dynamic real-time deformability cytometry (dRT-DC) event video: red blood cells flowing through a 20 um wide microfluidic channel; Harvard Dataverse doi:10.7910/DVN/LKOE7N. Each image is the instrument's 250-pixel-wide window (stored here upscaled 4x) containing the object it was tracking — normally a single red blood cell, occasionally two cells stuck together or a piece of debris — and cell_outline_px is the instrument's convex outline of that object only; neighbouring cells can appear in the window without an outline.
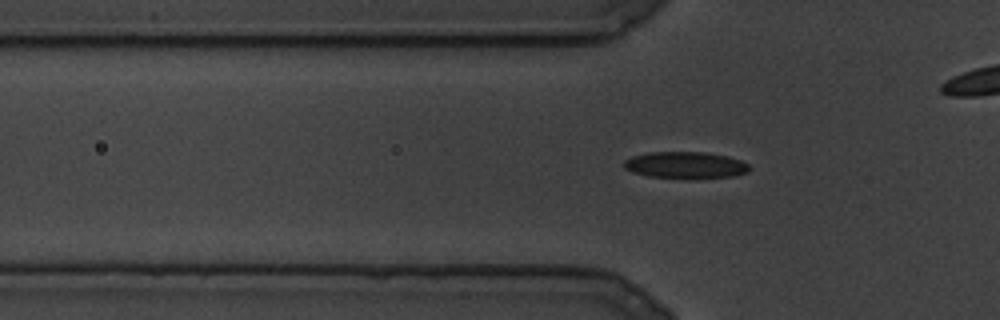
{"species": "common noctule bat (a hibernating species)", "species_latin": "Nyctalus noctula", "temperature_condition": "cold", "stored_images_in_passage": 75, "camera_frame_rate_fps": 3000, "um_per_image_px": 0.085, "animal": {"sex": "male", "body_mass_g": 19.5, "forearm_length_mm": 54.6}, "frame": {"image": 1, "passage_image": 11, "time_ms": 3.333, "image_size_px": [1000, 320], "cell_outline_px": [[748, 172], [732, 176], [688, 180], [648, 176], [632, 172], [624, 168], [624, 160], [632, 156], [648, 152], [704, 152], [728, 156], [740, 160], [748, 164]], "centroid_in_image_um": [58.24, 14.05], "position_along_channel_um": 67.6, "area_um2": 19.88}}
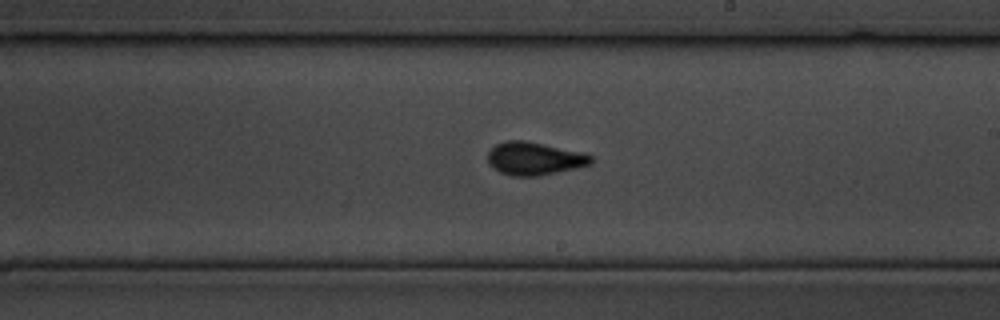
{"frame": {"image": 2, "passage_image": 40, "time_ms": 13.0, "image_size_px": [1000, 320], "cell_outline_px": [[592, 164], [576, 168], [540, 176], [512, 176], [500, 172], [492, 168], [488, 164], [488, 152], [496, 144], [504, 140], [524, 140], [584, 152], [592, 156]], "centroid_in_image_um": [45.41, 13.48], "position_along_channel_um": 243.6, "area_um2": 20.06}}
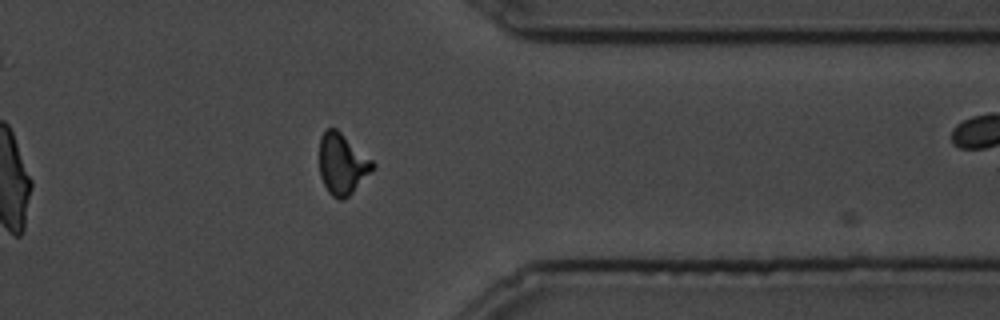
{"frame": {"image": 3, "passage_image": 64, "time_ms": 21.0, "image_size_px": [1000, 320], "cell_outline_px": [[376, 168], [344, 200], [340, 200], [332, 196], [328, 192], [320, 176], [320, 136], [324, 128], [336, 128], [372, 160], [376, 164]], "centroid_in_image_um": [29.09, 13.94], "position_along_channel_um": 382.3, "area_um2": 18.96}}